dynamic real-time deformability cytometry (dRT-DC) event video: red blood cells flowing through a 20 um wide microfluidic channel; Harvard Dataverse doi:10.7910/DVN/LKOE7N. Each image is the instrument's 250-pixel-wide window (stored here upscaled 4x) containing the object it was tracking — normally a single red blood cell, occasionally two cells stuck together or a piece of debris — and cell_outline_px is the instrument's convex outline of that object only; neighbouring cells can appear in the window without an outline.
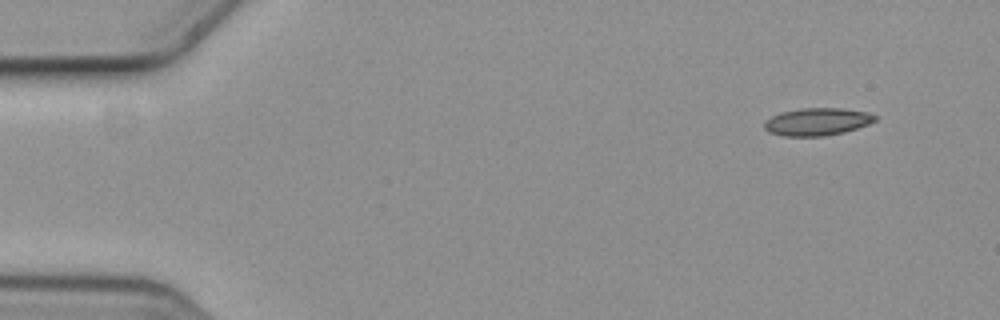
{"species": "common noctule bat (a hibernating species)", "species_latin": "Nyctalus noctula", "temperature_condition": "cold", "stored_images_in_passage": 5, "camera_frame_rate_fps": 3000, "um_per_image_px": 0.085, "animal": {"sex": "female", "body_mass_g": 19.3, "forearm_length_mm": 54.1}, "frame": {"image": 1, "passage_image": 1, "time_ms": 0.0, "image_size_px": [1000, 320], "cell_outline_px": [[876, 120], [868, 124], [844, 132], [824, 136], [784, 136], [768, 132], [764, 128], [764, 120], [780, 112], [800, 108], [844, 108], [868, 112], [876, 116]], "centroid_in_image_um": [69.43, 10.34], "position_along_channel_um": 15.6, "area_um2": 17.86}}
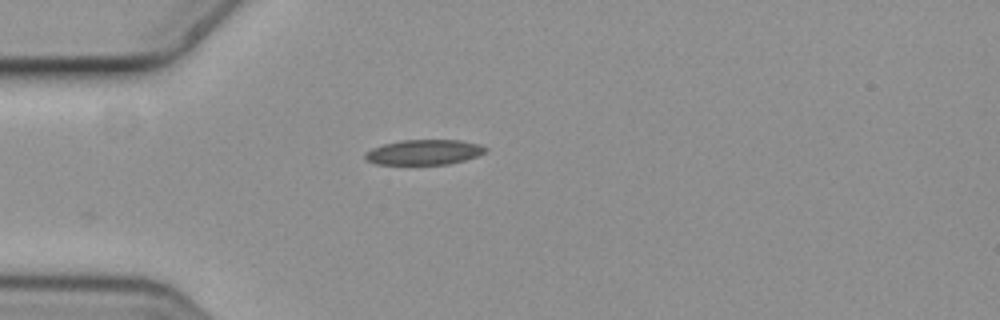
{"frame": {"image": 2, "passage_image": 4, "time_ms": 1.0, "image_size_px": [1000, 320], "cell_outline_px": [[488, 148], [484, 152], [476, 156], [464, 160], [448, 164], [376, 164], [364, 160], [364, 152], [372, 148], [384, 144], [400, 140], [460, 140], [480, 144]], "centroid_in_image_um": [36.0, 12.93], "position_along_channel_um": 49.0, "area_um2": 17.63}}